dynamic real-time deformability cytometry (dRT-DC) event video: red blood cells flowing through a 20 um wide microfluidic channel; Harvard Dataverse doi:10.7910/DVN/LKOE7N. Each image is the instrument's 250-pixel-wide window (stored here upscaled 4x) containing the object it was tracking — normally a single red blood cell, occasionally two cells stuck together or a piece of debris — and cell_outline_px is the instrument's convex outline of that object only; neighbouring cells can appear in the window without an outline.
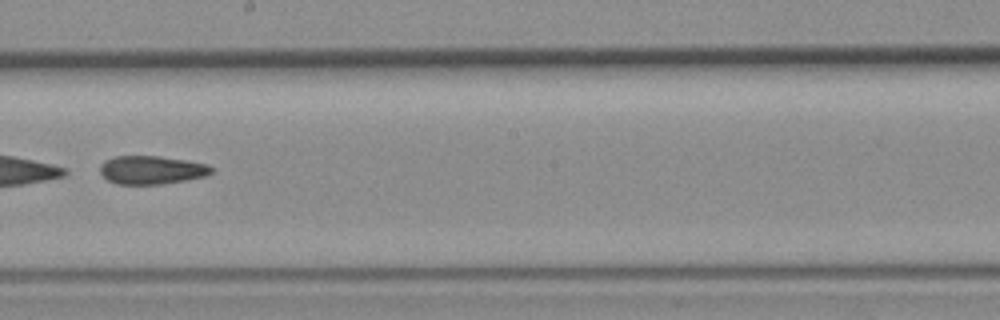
{"species": "common noctule bat (a hibernating species)", "species_latin": "Nyctalus noctula", "temperature_condition": "room temperature", "stored_images_in_passage": 38, "camera_frame_rate_fps": 3000, "um_per_image_px": 0.085, "animal": {"sex": "female", "body_mass_g": 19.3, "forearm_length_mm": 54.1}, "frame": {"image": 1, "passage_image": 22, "time_ms": 7.0, "image_size_px": [1000, 320], "cell_outline_px": [[212, 172], [204, 176], [184, 180], [160, 184], [116, 184], [108, 180], [100, 172], [100, 164], [104, 160], [116, 156], [156, 156], [184, 160], [208, 164], [212, 168]], "centroid_in_image_um": [12.84, 14.44], "position_along_channel_um": 235.4, "area_um2": 18.21}}